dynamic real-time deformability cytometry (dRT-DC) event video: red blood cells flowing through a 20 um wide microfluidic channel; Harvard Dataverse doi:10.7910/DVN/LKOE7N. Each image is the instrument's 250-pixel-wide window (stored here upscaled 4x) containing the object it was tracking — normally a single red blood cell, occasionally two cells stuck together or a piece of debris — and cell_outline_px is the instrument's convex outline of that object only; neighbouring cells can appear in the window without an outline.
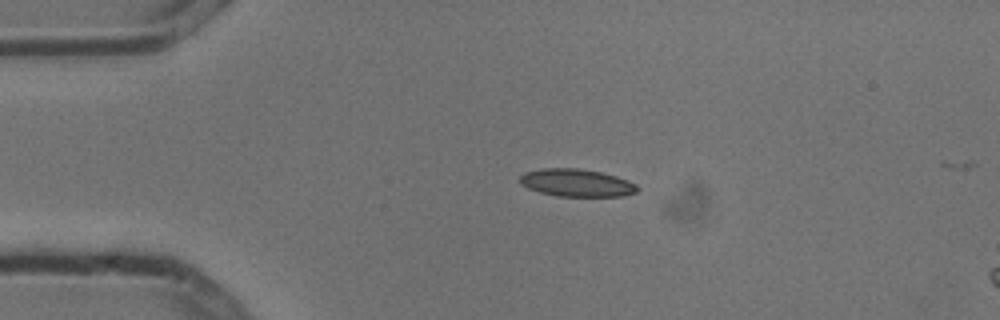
{"species": "common noctule bat (a hibernating species)", "species_latin": "Nyctalus noctula", "temperature_condition": "cold", "stored_images_in_passage": 4, "camera_frame_rate_fps": 3000, "um_per_image_px": 0.085, "animal": {"sex": "male", "body_mass_g": 13.3}, "frame": {"image": 1, "passage_image": 3, "time_ms": 0.667, "image_size_px": [1000, 320], "cell_outline_px": [[640, 188], [636, 192], [624, 196], [556, 196], [540, 192], [528, 188], [520, 184], [520, 176], [524, 172], [540, 168], [580, 168], [600, 172], [616, 176], [628, 180], [636, 184]], "centroid_in_image_um": [49.01, 15.53], "position_along_channel_um": 36.0, "area_um2": 19.02}}